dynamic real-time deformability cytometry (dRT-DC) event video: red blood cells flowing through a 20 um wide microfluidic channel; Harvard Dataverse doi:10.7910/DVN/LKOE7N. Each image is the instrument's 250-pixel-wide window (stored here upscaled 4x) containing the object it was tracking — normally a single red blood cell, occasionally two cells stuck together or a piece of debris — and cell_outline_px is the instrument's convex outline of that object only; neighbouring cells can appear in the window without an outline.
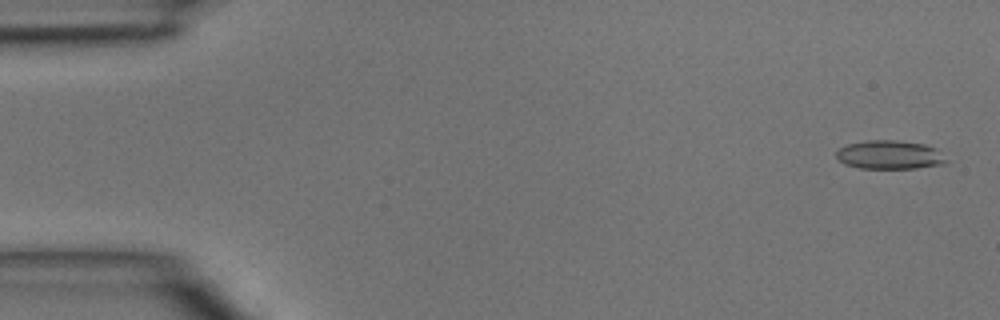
{"species": "common noctule bat (a hibernating species)", "species_latin": "Nyctalus noctula", "temperature_condition": "room temperature", "stored_images_in_passage": 48, "segment_of_instrument_passage": [1, 2], "camera_frame_rate_fps": 3000, "um_per_image_px": 0.085, "animal": {"sex": "male", "body_mass_g": 15.6}, "frame": {"image": 1, "passage_image": 2, "time_ms": 0.333, "image_size_px": [1000, 320], "cell_outline_px": [[948, 160], [944, 164], [916, 168], [860, 168], [844, 164], [836, 156], [836, 152], [840, 148], [848, 144], [868, 140], [896, 140], [924, 144], [936, 148]], "centroid_in_image_um": [75.63, 13.16], "position_along_channel_um": 9.4, "area_um2": 18.32}}
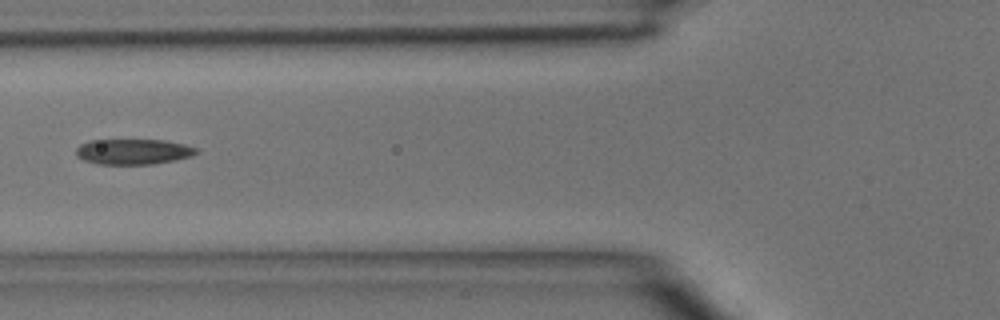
{"frame": {"image": 2, "passage_image": 18, "time_ms": 5.667, "image_size_px": [1000, 320], "cell_outline_px": [[200, 152], [192, 156], [176, 160], [152, 164], [96, 164], [84, 160], [76, 156], [76, 148], [80, 144], [88, 140], [164, 140], [184, 144], [196, 148]], "centroid_in_image_um": [11.32, 12.89], "position_along_channel_um": 114.5, "area_um2": 17.98}}
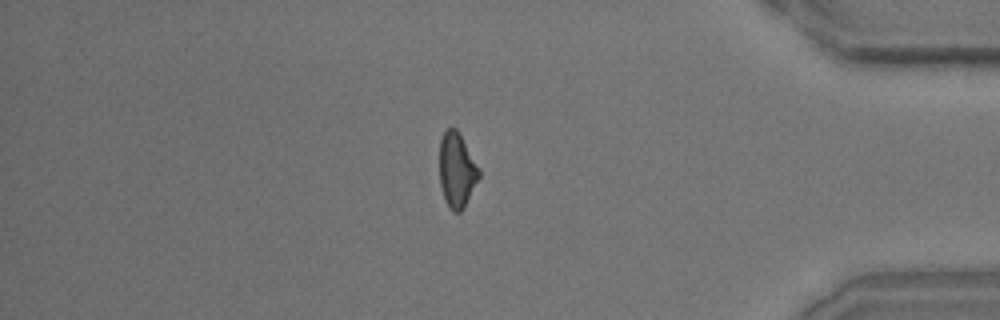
{"frame": {"image": 3, "passage_image": 40, "time_ms": 13.0, "image_size_px": [1000, 320], "cell_outline_px": [[480, 176], [460, 212], [452, 212], [444, 200], [440, 184], [440, 140], [444, 132], [448, 128], [456, 128], [480, 168]], "centroid_in_image_um": [38.82, 14.46], "position_along_channel_um": 396.4, "area_um2": 16.99}}